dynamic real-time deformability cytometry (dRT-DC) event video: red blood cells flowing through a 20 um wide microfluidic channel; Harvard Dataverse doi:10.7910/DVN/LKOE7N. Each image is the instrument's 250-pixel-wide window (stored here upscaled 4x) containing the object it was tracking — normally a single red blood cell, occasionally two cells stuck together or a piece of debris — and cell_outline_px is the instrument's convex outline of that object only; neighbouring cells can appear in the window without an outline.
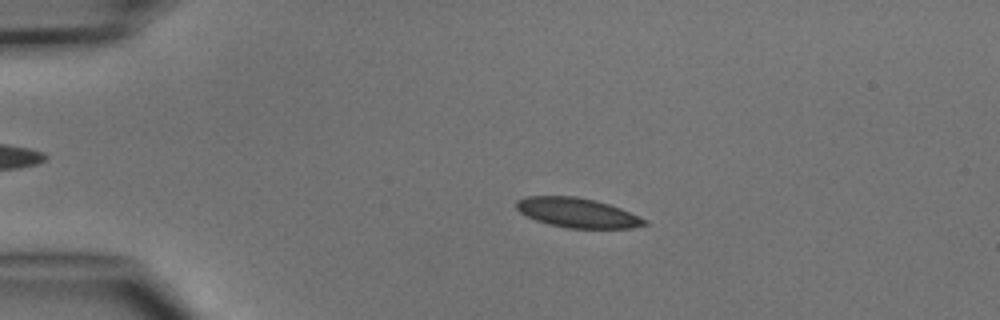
{"species": "common noctule bat (a hibernating species)", "species_latin": "Nyctalus noctula", "temperature_condition": "cold", "stored_images_in_passage": 3, "camera_frame_rate_fps": 3000, "um_per_image_px": 0.085, "animal": {"sex": "male", "body_mass_g": 15.6}, "frame": {"image": 1, "passage_image": 2, "time_ms": 1.333, "image_size_px": [1000, 320], "cell_outline_px": [[648, 224], [632, 228], [568, 228], [548, 224], [536, 220], [520, 212], [516, 208], [516, 200], [524, 196], [576, 196], [596, 200], [620, 208], [648, 220]], "centroid_in_image_um": [49.07, 18.08], "position_along_channel_um": 35.9, "area_um2": 22.14}}